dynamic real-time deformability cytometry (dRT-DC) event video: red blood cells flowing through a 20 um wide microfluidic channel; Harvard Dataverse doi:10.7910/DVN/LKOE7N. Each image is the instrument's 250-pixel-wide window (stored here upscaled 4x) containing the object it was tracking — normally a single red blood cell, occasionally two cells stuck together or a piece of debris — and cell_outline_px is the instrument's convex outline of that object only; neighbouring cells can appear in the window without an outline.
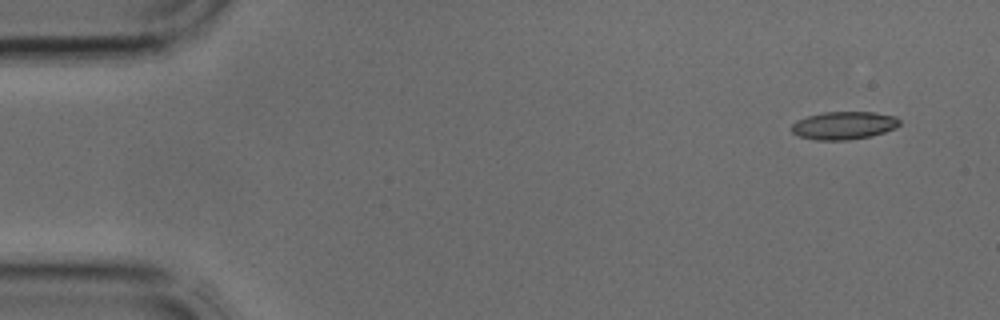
{"species": "common noctule bat (a hibernating species)", "species_latin": "Nyctalus noctula", "temperature_condition": "cold", "stored_images_in_passage": 3, "camera_frame_rate_fps": 3000, "um_per_image_px": 0.085, "animal": {"sex": "male", "body_mass_g": 17.9, "forearm_length_mm": 54.2}, "frame": {"image": 1, "passage_image": 1, "time_ms": 0.0, "image_size_px": [1000, 320], "cell_outline_px": [[900, 124], [896, 128], [872, 136], [848, 140], [816, 140], [800, 136], [792, 132], [792, 124], [796, 120], [808, 116], [824, 112], [876, 112], [896, 116], [900, 120]], "centroid_in_image_um": [71.76, 10.66], "position_along_channel_um": 13.2, "area_um2": 17.63}}
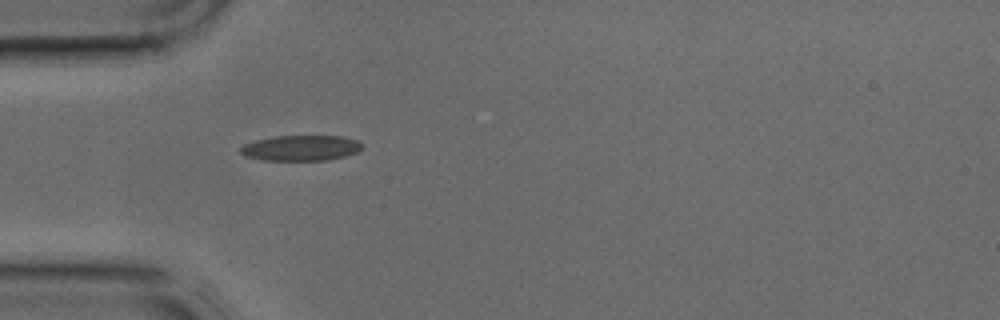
{"frame": {"image": 2, "passage_image": 3, "time_ms": 0.667, "image_size_px": [1000, 320], "cell_outline_px": [[364, 148], [356, 152], [344, 156], [328, 160], [260, 160], [244, 156], [240, 152], [240, 148], [244, 144], [256, 140], [276, 136], [344, 136], [360, 140], [364, 144]], "centroid_in_image_um": [25.62, 12.57], "position_along_channel_um": 59.4, "area_um2": 18.26}}